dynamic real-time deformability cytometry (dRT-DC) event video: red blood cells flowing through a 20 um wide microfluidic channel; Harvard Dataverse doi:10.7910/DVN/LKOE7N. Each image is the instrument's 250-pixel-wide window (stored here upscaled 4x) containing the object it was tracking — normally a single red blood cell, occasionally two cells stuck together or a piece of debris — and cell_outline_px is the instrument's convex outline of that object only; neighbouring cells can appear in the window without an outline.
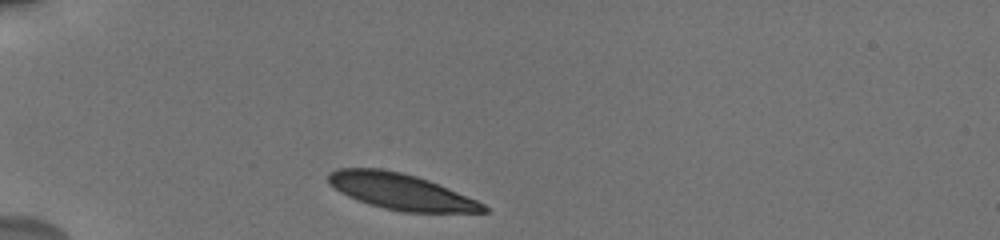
{"species": "human", "species_latin": "Homo sapiens", "temperature_condition": "cold", "stored_images_in_passage": 3, "camera_frame_rate_fps": 3000, "um_per_image_px": 0.085, "donor": {"sex": "male"}, "frame": {"image": 1, "passage_image": 1, "time_ms": 0.0, "image_size_px": [1000, 240], "cell_outline_px": [[488, 212], [404, 212], [384, 208], [368, 204], [348, 196], [340, 192], [328, 180], [328, 172], [336, 168], [380, 168], [400, 172], [416, 176], [428, 180], [448, 188], [476, 200], [484, 204], [488, 208]], "centroid_in_image_um": [34.05, 16.28], "position_along_channel_um": 50.9, "area_um2": 32.25}}
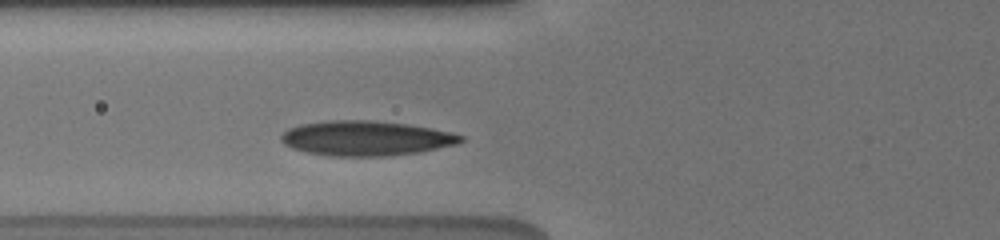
{"frame": {"image": 2, "passage_image": 3, "time_ms": 2.0, "image_size_px": [1000, 240], "cell_outline_px": [[464, 140], [456, 144], [420, 152], [392, 156], [328, 156], [308, 152], [292, 148], [284, 144], [280, 140], [280, 136], [288, 128], [300, 124], [328, 120], [368, 120], [408, 124], [448, 132], [464, 136]], "centroid_in_image_um": [31.07, 11.75], "position_along_channel_um": 94.7, "area_um2": 36.47}}